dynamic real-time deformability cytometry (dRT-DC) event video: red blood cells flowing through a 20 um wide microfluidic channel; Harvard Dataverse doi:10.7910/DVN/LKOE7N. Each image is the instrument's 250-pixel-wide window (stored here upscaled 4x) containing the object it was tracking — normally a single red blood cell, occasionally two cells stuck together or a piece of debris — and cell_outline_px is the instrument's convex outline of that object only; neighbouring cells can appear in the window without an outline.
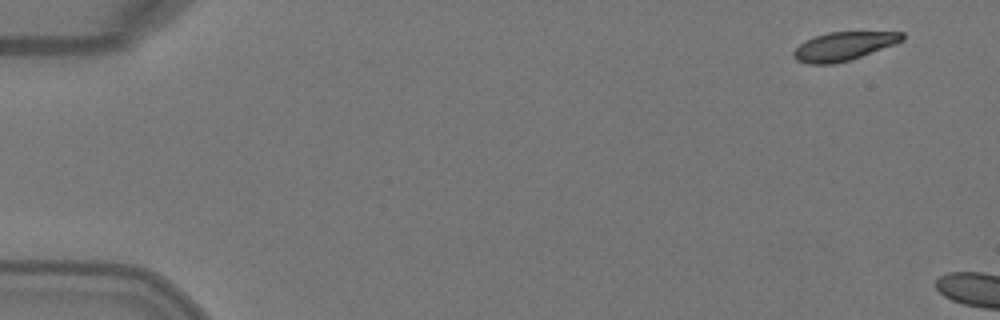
{"species": "Egyptian fruit bat (a non-hibernating species)", "species_latin": "Rousettus aegyptiacus", "temperature_condition": "warm", "stored_images_in_passage": 2, "camera_frame_rate_fps": 3000, "um_per_image_px": 0.085, "animal": {"sex": "female"}, "frame": {"image": 1, "passage_image": 1, "time_ms": 0.0, "image_size_px": [1000, 320], "cell_outline_px": [[904, 40], [896, 44], [848, 60], [832, 64], [808, 64], [796, 60], [792, 56], [792, 52], [804, 40], [828, 32], [904, 32]], "centroid_in_image_um": [71.69, 3.93], "position_along_channel_um": 13.3, "area_um2": 17.98}}